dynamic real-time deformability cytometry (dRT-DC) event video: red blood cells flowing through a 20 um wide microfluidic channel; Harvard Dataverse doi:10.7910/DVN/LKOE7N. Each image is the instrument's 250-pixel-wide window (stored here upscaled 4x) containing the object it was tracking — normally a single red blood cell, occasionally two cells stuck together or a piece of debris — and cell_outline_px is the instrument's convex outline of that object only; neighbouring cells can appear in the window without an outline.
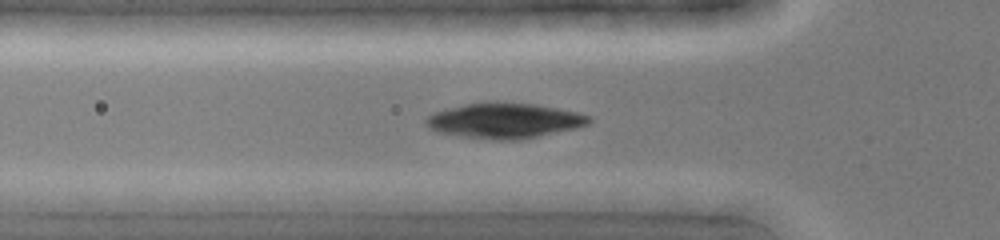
{"species": "common noctule bat (a hibernating species)", "species_latin": "Nyctalus noctula", "temperature_condition": "cold", "stored_images_in_passage": 39, "segment_of_instrument_passage": [1, 2], "camera_frame_rate_fps": 3000, "um_per_image_px": 0.085, "animal": {"sex": "female", "body_mass_g": 19.0, "forearm_length_mm": 51.5}, "frame": {"image": 1, "passage_image": 10, "time_ms": 3.0, "image_size_px": [1000, 240], "cell_outline_px": [[604, 212], [500, 212], [492, 200], [548, 192], [564, 192], [604, 200]], "centroid_in_image_um": [46.77, 17.29], "position_along_channel_um": 79.0, "area_um2": 13.06}}